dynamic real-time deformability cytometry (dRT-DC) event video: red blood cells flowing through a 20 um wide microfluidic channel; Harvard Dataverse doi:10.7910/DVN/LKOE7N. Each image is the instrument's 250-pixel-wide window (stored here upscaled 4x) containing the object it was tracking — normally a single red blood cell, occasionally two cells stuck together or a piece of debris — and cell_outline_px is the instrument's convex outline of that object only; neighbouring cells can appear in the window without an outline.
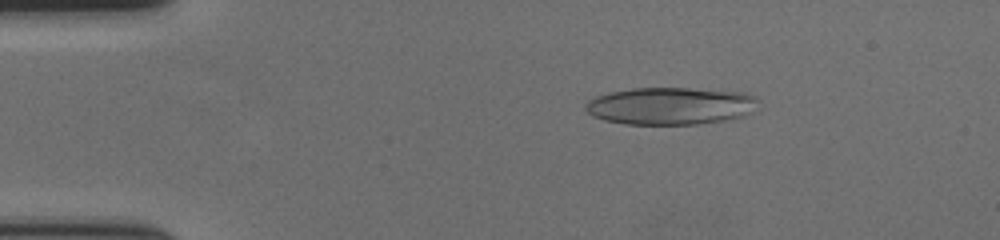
{"species": "human", "species_latin": "Homo sapiens", "temperature_condition": "cold", "stored_images_in_passage": 58, "camera_frame_rate_fps": 3000, "um_per_image_px": 0.085, "donor": {"sex": "female"}, "frame": {"image": 1, "passage_image": 10, "time_ms": 3.0, "image_size_px": [1000, 240], "cell_outline_px": [[756, 100], [740, 116], [724, 120], [696, 124], [624, 124], [604, 120], [592, 116], [584, 108], [588, 100], [596, 96], [612, 92], [632, 88], [688, 88], [740, 92], [752, 96]], "centroid_in_image_um": [56.82, 9.0], "position_along_channel_um": 28.2, "area_um2": 36.7}}
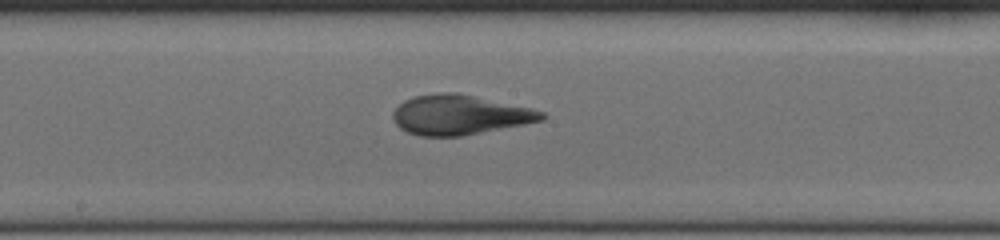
{"frame": {"image": 2, "passage_image": 31, "time_ms": 10.0, "image_size_px": [1000, 240], "cell_outline_px": [[544, 120], [464, 136], [420, 136], [408, 132], [400, 128], [396, 124], [392, 116], [392, 112], [404, 100], [412, 96], [440, 92], [456, 92], [532, 108], [544, 112]], "centroid_in_image_um": [39.05, 9.76], "position_along_channel_um": 209.1, "area_um2": 34.51}}
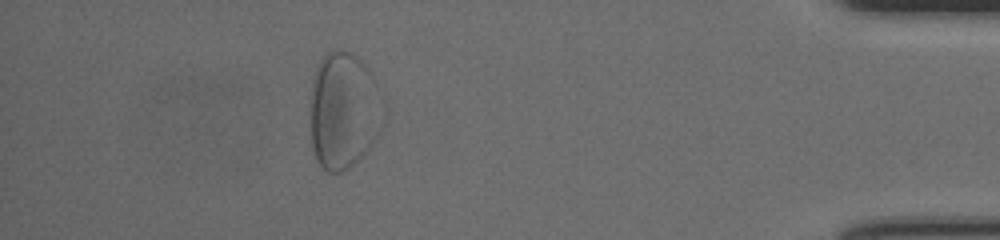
{"frame": {"image": 3, "passage_image": 52, "time_ms": 17.0, "image_size_px": [1000, 240], "cell_outline_px": [[372, 144], [348, 168], [340, 172], [328, 172], [320, 164], [312, 148], [312, 80], [316, 68], [320, 60], [328, 52], [336, 48], [340, 48], [356, 56], [364, 64], [372, 76]], "centroid_in_image_um": [29.0, 9.37], "position_along_channel_um": 406.2, "area_um2": 45.49}}